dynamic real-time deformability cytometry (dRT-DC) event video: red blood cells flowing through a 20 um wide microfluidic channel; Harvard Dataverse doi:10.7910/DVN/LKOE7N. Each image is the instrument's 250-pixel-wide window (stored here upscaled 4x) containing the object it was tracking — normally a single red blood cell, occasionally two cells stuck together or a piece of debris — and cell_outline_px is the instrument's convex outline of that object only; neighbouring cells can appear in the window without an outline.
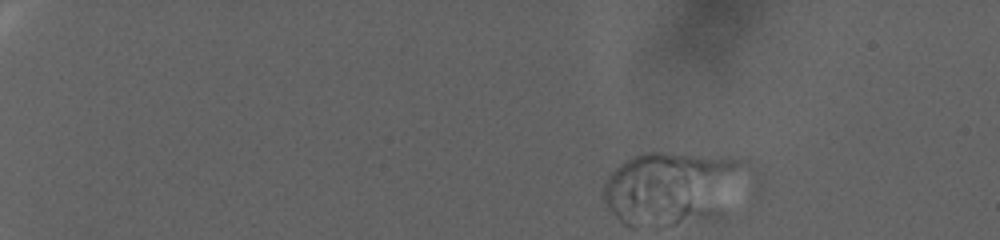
{"species": "human", "species_latin": "Homo sapiens", "temperature_condition": "warm", "stored_images_in_passage": 3, "camera_frame_rate_fps": 3000, "um_per_image_px": 0.085, "donor": {"sex": "female"}, "frame": {"image": 1, "passage_image": 2, "time_ms": 0.333, "image_size_px": [1000, 240], "cell_outline_px": [[740, 164], [628, 224], [624, 224], [608, 208], [604, 200], [604, 184], [608, 176], [620, 164], [636, 156], [648, 152], [660, 152], [728, 156], [740, 160]], "centroid_in_image_um": [56.0, 15.37], "position_along_channel_um": 29.0, "area_um2": 40.0}}